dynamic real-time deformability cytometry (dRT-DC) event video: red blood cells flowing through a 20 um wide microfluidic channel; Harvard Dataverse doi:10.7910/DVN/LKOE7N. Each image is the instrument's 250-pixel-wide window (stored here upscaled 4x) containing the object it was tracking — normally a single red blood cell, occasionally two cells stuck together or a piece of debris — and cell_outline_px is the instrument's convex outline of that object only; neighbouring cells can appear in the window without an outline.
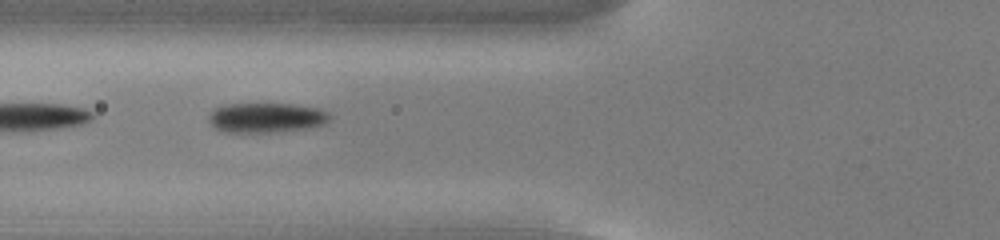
{"species": "common noctule bat (a hibernating species)", "species_latin": "Nyctalus noctula", "temperature_condition": "cold", "stored_images_in_passage": 6, "camera_frame_rate_fps": 3000, "um_per_image_px": 0.085, "animal": {"sex": "male", "body_mass_g": 13.0, "forearm_length_mm": 53.1}, "frame": {"image": 1, "passage_image": 3, "time_ms": 0.667, "image_size_px": [1000, 240], "cell_outline_px": [[332, 116], [324, 124], [308, 128], [268, 132], [224, 132], [216, 128], [208, 120], [208, 116], [216, 108], [224, 104], [292, 104], [316, 108], [328, 112]], "centroid_in_image_um": [22.63, 10.0], "position_along_channel_um": 103.2, "area_um2": 20.81}}